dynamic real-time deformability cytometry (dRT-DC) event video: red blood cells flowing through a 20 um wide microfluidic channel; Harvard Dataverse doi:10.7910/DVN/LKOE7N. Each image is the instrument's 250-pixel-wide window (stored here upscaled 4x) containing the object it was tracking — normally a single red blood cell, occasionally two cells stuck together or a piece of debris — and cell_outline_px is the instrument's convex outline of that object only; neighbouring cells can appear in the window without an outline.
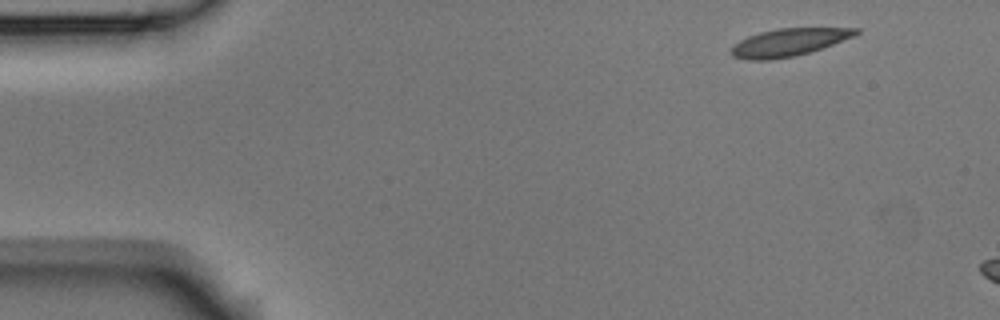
{"species": "Egyptian fruit bat (a non-hibernating species)", "species_latin": "Rousettus aegyptiacus", "temperature_condition": "room temperature", "stored_images_in_passage": 3, "camera_frame_rate_fps": 3000, "um_per_image_px": 0.085, "animal": {"sex": "male"}, "frame": {"image": 1, "passage_image": 1, "time_ms": 0.0, "image_size_px": [1000, 320], "cell_outline_px": [[860, 32], [856, 36], [796, 56], [768, 60], [752, 60], [732, 56], [732, 48], [740, 40], [748, 36], [760, 32], [776, 28], [860, 28]], "centroid_in_image_um": [67.08, 3.59], "position_along_channel_um": 17.9, "area_um2": 19.83}}